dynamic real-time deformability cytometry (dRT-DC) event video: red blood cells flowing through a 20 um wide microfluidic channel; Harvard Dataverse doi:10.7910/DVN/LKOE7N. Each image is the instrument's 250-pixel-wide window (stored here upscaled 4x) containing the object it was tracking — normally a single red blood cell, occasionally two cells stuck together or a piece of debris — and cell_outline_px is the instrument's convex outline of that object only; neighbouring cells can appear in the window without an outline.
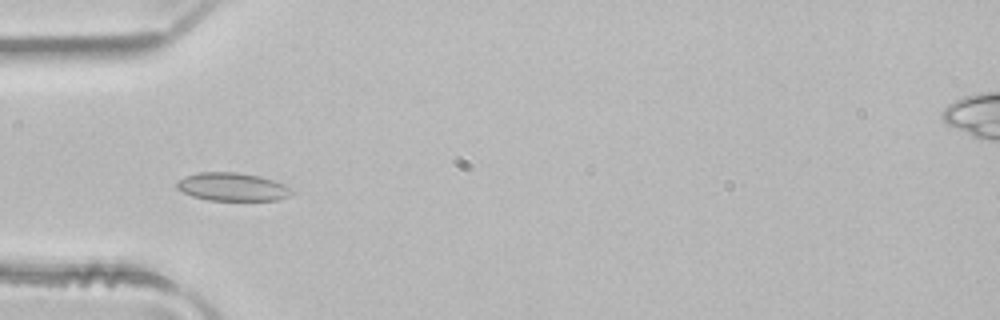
{"species": "common noctule bat (a hibernating species)", "species_latin": "Nyctalus noctula", "temperature_condition": "room temperature", "stored_images_in_passage": 2, "camera_frame_rate_fps": 3000, "um_per_image_px": 0.085, "animal": {"sex": "male", "body_mass_g": 21.5, "forearm_length_mm": 52.0}, "frame": {"image": 1, "passage_image": 2, "time_ms": 0.333, "image_size_px": [1000, 320], "cell_outline_px": [[292, 192], [288, 196], [276, 200], [208, 200], [192, 196], [176, 188], [176, 180], [184, 176], [196, 172], [236, 172], [260, 176], [272, 180], [292, 188]], "centroid_in_image_um": [19.69, 15.87], "position_along_channel_um": 65.3, "area_um2": 18.84}}